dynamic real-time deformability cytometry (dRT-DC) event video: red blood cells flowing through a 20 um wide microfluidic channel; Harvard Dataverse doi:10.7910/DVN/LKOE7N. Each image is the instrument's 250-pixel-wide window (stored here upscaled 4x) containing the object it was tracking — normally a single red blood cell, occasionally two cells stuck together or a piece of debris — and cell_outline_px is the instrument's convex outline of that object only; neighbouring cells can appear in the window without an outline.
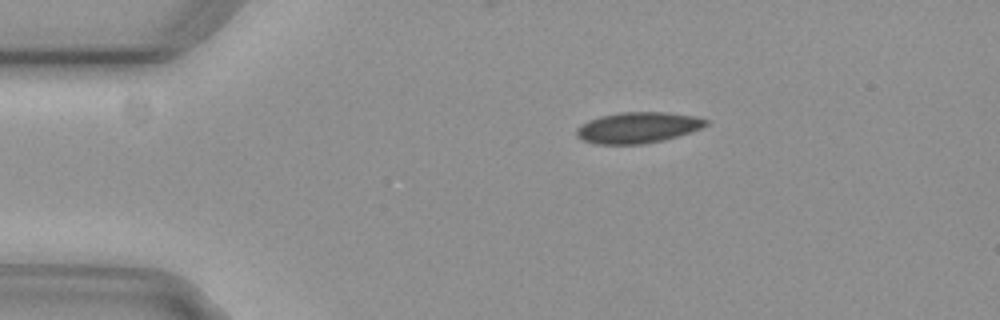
{"species": "common noctule bat (a hibernating species)", "species_latin": "Nyctalus noctula", "temperature_condition": "cold", "stored_images_in_passage": 6, "camera_frame_rate_fps": 3000, "um_per_image_px": 0.085, "animal": {"sex": "female", "body_mass_g": 29.2, "forearm_length_mm": 56.3}, "frame": {"image": 1, "passage_image": 2, "time_ms": 0.333, "image_size_px": [1000, 320], "cell_outline_px": [[708, 124], [700, 128], [664, 140], [640, 144], [596, 144], [584, 140], [576, 136], [576, 128], [580, 124], [588, 120], [600, 116], [620, 112], [664, 112], [696, 116], [708, 120]], "centroid_in_image_um": [54.17, 10.84], "position_along_channel_um": 30.8, "area_um2": 23.24}}
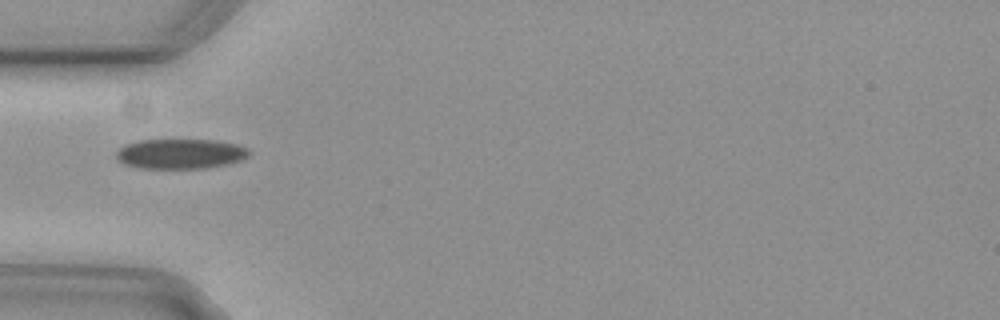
{"frame": {"image": 2, "passage_image": 3, "time_ms": 0.667, "image_size_px": [1000, 320], "cell_outline_px": [[252, 152], [248, 156], [240, 160], [228, 164], [208, 168], [140, 168], [124, 164], [116, 156], [116, 152], [124, 144], [136, 140], [216, 140], [236, 144], [248, 148]], "centroid_in_image_um": [15.35, 13.07], "position_along_channel_um": 69.6, "area_um2": 23.29}}